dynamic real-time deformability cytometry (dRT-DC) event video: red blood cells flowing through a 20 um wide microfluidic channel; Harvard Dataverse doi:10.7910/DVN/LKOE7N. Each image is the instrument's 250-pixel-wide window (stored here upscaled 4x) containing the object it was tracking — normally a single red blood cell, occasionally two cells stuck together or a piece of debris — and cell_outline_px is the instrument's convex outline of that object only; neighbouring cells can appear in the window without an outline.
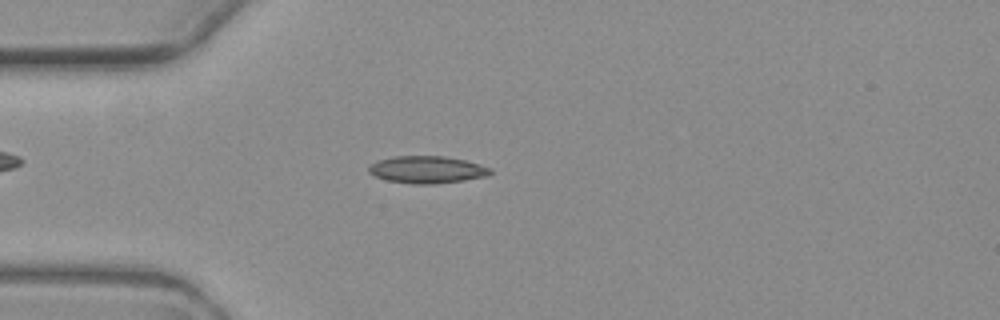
{"species": "common noctule bat (a hibernating species)", "species_latin": "Nyctalus noctula", "temperature_condition": "warm", "stored_images_in_passage": 5, "camera_frame_rate_fps": 3000, "um_per_image_px": 0.085, "animal": {"sex": "female", "body_mass_g": 19.3, "forearm_length_mm": 54.1}, "frame": {"image": 1, "passage_image": 4, "time_ms": 5.0, "image_size_px": [1000, 320], "cell_outline_px": [[492, 172], [488, 176], [464, 180], [436, 184], [412, 184], [388, 180], [376, 176], [368, 172], [368, 168], [376, 160], [392, 156], [444, 156], [464, 160], [480, 164], [492, 168]], "centroid_in_image_um": [36.31, 14.42], "position_along_channel_um": 48.7, "area_um2": 19.36}}